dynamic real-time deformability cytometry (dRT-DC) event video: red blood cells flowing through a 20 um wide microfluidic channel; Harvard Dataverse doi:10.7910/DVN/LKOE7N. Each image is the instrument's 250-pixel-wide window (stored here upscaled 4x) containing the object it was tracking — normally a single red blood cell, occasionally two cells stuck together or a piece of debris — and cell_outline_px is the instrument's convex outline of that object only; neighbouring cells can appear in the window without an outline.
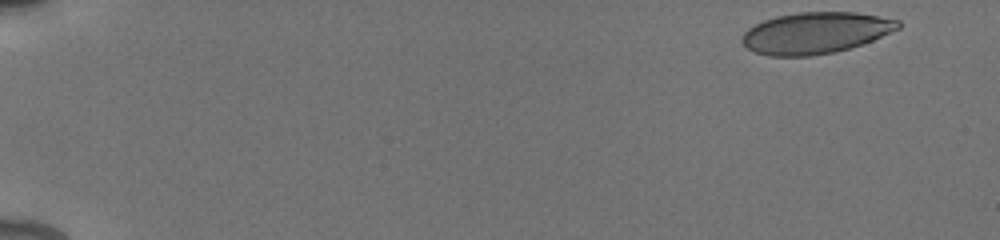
{"species": "human", "species_latin": "Homo sapiens", "temperature_condition": "cold", "stored_images_in_passage": 29, "camera_frame_rate_fps": 3000, "um_per_image_px": 0.085, "donor": {"sex": "male"}, "frame": {"image": 1, "passage_image": 1, "time_ms": 0.0, "image_size_px": [1000, 240], "cell_outline_px": [[900, 28], [872, 40], [848, 48], [832, 52], [812, 56], [768, 56], [756, 52], [748, 48], [740, 40], [744, 32], [748, 28], [764, 20], [776, 16], [800, 12], [856, 12], [900, 20]], "centroid_in_image_um": [69.3, 2.79], "position_along_channel_um": 15.7, "area_um2": 37.4}}
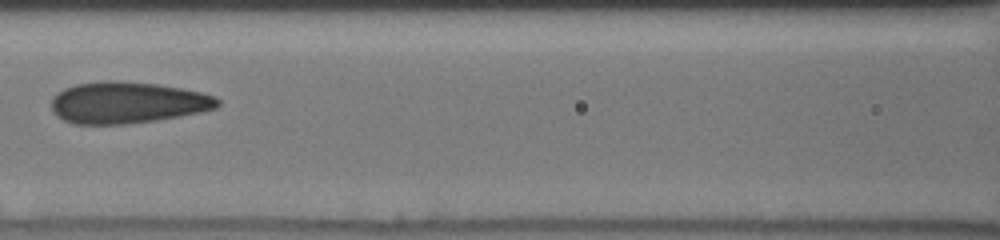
{"frame": {"image": 2, "passage_image": 13, "time_ms": 7.667, "image_size_px": [1000, 240], "cell_outline_px": [[220, 104], [216, 108], [200, 112], [180, 116], [156, 120], [124, 124], [72, 124], [56, 116], [52, 112], [52, 96], [56, 92], [64, 88], [76, 84], [104, 80], [116, 80], [156, 84], [180, 88], [200, 92], [216, 96], [220, 100]], "centroid_in_image_um": [10.79, 8.72], "position_along_channel_um": 155.8, "area_um2": 40.46}}
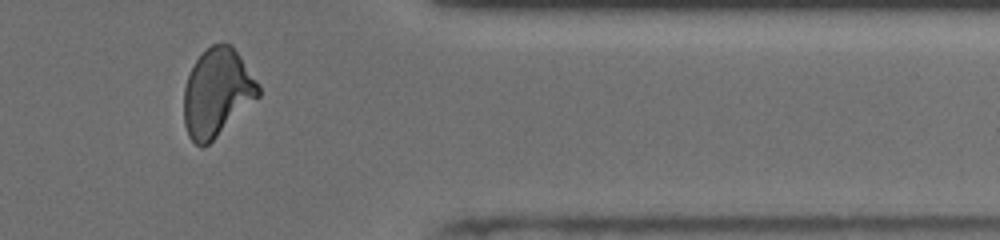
{"frame": {"image": 3, "passage_image": 25, "time_ms": 14.0, "image_size_px": [1000, 240], "cell_outline_px": [[260, 96], [204, 148], [200, 148], [188, 136], [184, 124], [184, 88], [188, 76], [196, 60], [212, 44], [232, 44], [260, 84]], "centroid_in_image_um": [18.46, 7.89], "position_along_channel_um": 392.9, "area_um2": 38.09}, "authors_computed_cell_mechanics": {"area_um2": 38.8416, "velocity_mm_per_s": 3.9179, "shape_relaxation_time_tau1_ms": 4.3985, "shape_relaxation_time_tau2_ms": 1.3229, "deformation_change_tau1": 0.1388, "deformation_change_tau2": 0.0812}}